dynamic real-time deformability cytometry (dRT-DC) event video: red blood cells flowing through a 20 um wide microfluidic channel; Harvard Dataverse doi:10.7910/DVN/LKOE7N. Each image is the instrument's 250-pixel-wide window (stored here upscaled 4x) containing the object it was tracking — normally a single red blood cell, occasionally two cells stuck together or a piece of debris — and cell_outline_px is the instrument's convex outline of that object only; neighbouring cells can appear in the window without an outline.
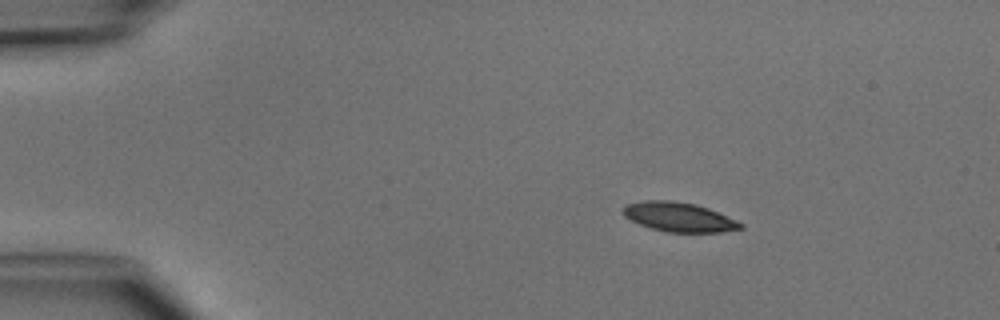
{"species": "common noctule bat (a hibernating species)", "species_latin": "Nyctalus noctula", "temperature_condition": "cold", "stored_images_in_passage": 3, "camera_frame_rate_fps": 3000, "um_per_image_px": 0.085, "animal": {"sex": "male", "body_mass_g": 15.6}, "frame": {"image": 1, "passage_image": 1, "time_ms": 0.0, "image_size_px": [1000, 320], "cell_outline_px": [[744, 228], [720, 232], [668, 232], [652, 228], [640, 224], [624, 216], [620, 208], [628, 204], [644, 200], [672, 200], [696, 204], [708, 208], [736, 220], [744, 224]], "centroid_in_image_um": [57.7, 18.44], "position_along_channel_um": 27.3, "area_um2": 20.06}}
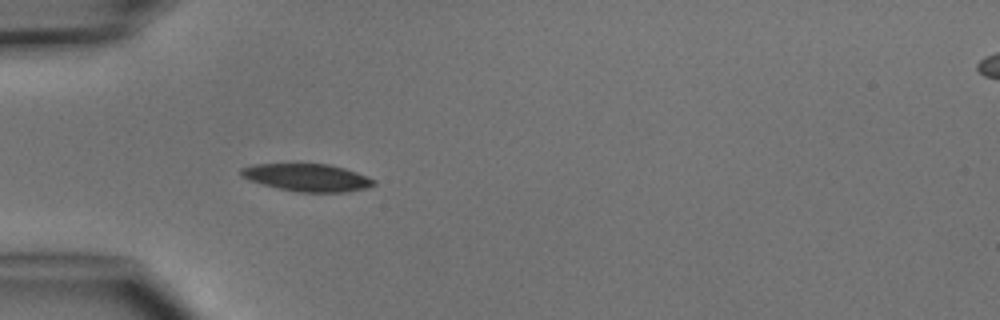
{"frame": {"image": 2, "passage_image": 3, "time_ms": 2.333, "image_size_px": [1000, 320], "cell_outline_px": [[376, 184], [364, 188], [348, 192], [296, 192], [248, 180], [240, 176], [240, 168], [252, 164], [328, 164], [344, 168], [356, 172], [376, 180]], "centroid_in_image_um": [26.09, 15.09], "position_along_channel_um": 58.9, "area_um2": 21.21}}